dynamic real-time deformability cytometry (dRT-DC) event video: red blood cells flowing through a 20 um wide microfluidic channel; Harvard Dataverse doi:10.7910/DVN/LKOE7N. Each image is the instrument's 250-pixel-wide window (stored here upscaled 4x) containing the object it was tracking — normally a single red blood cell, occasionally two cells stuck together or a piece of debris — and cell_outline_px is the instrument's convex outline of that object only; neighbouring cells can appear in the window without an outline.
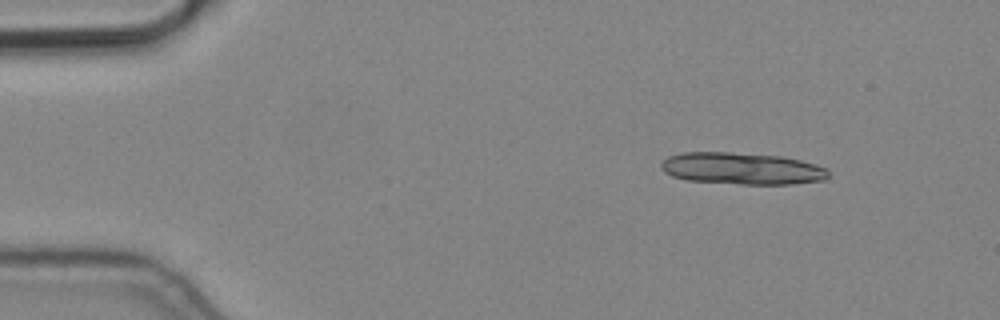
{"species": "common noctule bat (a hibernating species)", "species_latin": "Nyctalus noctula", "temperature_condition": "cold", "stored_images_in_passage": 5, "camera_frame_rate_fps": 3000, "um_per_image_px": 0.085, "animal": {"sex": "male", "body_mass_g": 19.2, "forearm_length_mm": 51.8}, "frame": {"image": 1, "passage_image": 1, "time_ms": 0.0, "image_size_px": [1000, 320], "cell_outline_px": [[828, 176], [824, 180], [792, 184], [740, 184], [688, 180], [672, 176], [664, 172], [660, 168], [660, 164], [668, 156], [684, 152], [728, 152], [780, 156], [800, 160], [816, 164], [828, 168]], "centroid_in_image_um": [63.06, 14.32], "position_along_channel_um": 21.9, "area_um2": 31.1}}